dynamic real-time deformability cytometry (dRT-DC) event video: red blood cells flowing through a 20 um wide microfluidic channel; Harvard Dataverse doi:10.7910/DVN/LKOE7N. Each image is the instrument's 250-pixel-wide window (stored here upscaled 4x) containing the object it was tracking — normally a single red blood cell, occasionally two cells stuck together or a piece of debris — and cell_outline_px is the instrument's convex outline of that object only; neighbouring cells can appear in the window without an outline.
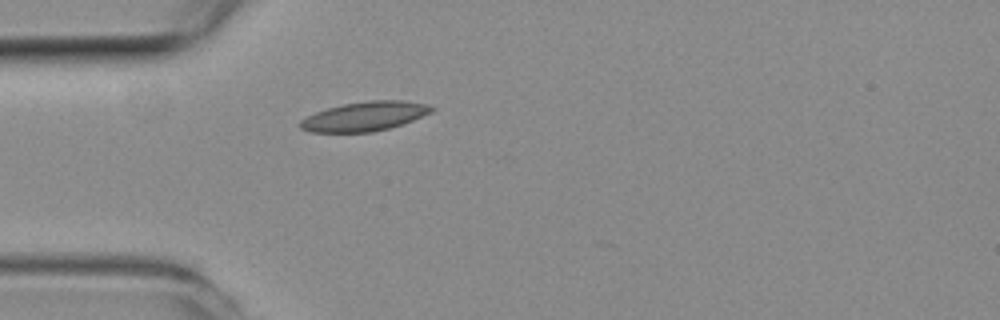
{"species": "common noctule bat (a hibernating species)", "species_latin": "Nyctalus noctula", "temperature_condition": "room temperature", "stored_images_in_passage": 2, "camera_frame_rate_fps": 3000, "um_per_image_px": 0.085, "animal": {"sex": "female", "body_mass_g": 19.3, "forearm_length_mm": 54.1}, "frame": {"image": 1, "passage_image": 1, "time_ms": 0.0, "image_size_px": [1000, 320], "cell_outline_px": [[436, 108], [432, 112], [412, 120], [388, 128], [372, 132], [308, 132], [300, 128], [296, 124], [300, 120], [316, 112], [328, 108], [344, 104], [368, 100], [404, 100], [428, 104]], "centroid_in_image_um": [30.98, 9.88], "position_along_channel_um": 54.0, "area_um2": 22.43}}